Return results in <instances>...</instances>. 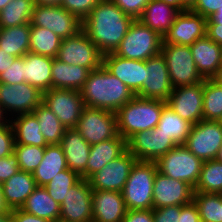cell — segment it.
Here are the masks:
<instances>
[{"label": "cell", "mask_w": 222, "mask_h": 222, "mask_svg": "<svg viewBox=\"0 0 222 222\" xmlns=\"http://www.w3.org/2000/svg\"><path fill=\"white\" fill-rule=\"evenodd\" d=\"M133 21L111 0H101L82 21V30L104 55L116 50Z\"/></svg>", "instance_id": "cell-1"}, {"label": "cell", "mask_w": 222, "mask_h": 222, "mask_svg": "<svg viewBox=\"0 0 222 222\" xmlns=\"http://www.w3.org/2000/svg\"><path fill=\"white\" fill-rule=\"evenodd\" d=\"M80 93L84 106L114 113L136 96L103 65L89 72Z\"/></svg>", "instance_id": "cell-2"}, {"label": "cell", "mask_w": 222, "mask_h": 222, "mask_svg": "<svg viewBox=\"0 0 222 222\" xmlns=\"http://www.w3.org/2000/svg\"><path fill=\"white\" fill-rule=\"evenodd\" d=\"M166 102L135 96L117 112V131L126 141L135 133L153 130L161 117Z\"/></svg>", "instance_id": "cell-3"}, {"label": "cell", "mask_w": 222, "mask_h": 222, "mask_svg": "<svg viewBox=\"0 0 222 222\" xmlns=\"http://www.w3.org/2000/svg\"><path fill=\"white\" fill-rule=\"evenodd\" d=\"M156 162L136 161L121 191L127 210L153 209Z\"/></svg>", "instance_id": "cell-4"}, {"label": "cell", "mask_w": 222, "mask_h": 222, "mask_svg": "<svg viewBox=\"0 0 222 222\" xmlns=\"http://www.w3.org/2000/svg\"><path fill=\"white\" fill-rule=\"evenodd\" d=\"M162 43L163 38L157 32L136 19L113 53L122 58L146 61L161 53Z\"/></svg>", "instance_id": "cell-5"}, {"label": "cell", "mask_w": 222, "mask_h": 222, "mask_svg": "<svg viewBox=\"0 0 222 222\" xmlns=\"http://www.w3.org/2000/svg\"><path fill=\"white\" fill-rule=\"evenodd\" d=\"M202 164L203 161L184 144L176 145L156 161L158 172L175 180H182L193 188L198 182Z\"/></svg>", "instance_id": "cell-6"}, {"label": "cell", "mask_w": 222, "mask_h": 222, "mask_svg": "<svg viewBox=\"0 0 222 222\" xmlns=\"http://www.w3.org/2000/svg\"><path fill=\"white\" fill-rule=\"evenodd\" d=\"M161 53L165 57L173 87L193 85L204 80L197 71L189 46L162 44Z\"/></svg>", "instance_id": "cell-7"}, {"label": "cell", "mask_w": 222, "mask_h": 222, "mask_svg": "<svg viewBox=\"0 0 222 222\" xmlns=\"http://www.w3.org/2000/svg\"><path fill=\"white\" fill-rule=\"evenodd\" d=\"M75 129L92 146L118 135L116 113L84 106Z\"/></svg>", "instance_id": "cell-8"}, {"label": "cell", "mask_w": 222, "mask_h": 222, "mask_svg": "<svg viewBox=\"0 0 222 222\" xmlns=\"http://www.w3.org/2000/svg\"><path fill=\"white\" fill-rule=\"evenodd\" d=\"M103 54L88 38L87 34L80 30L76 35L61 41L56 58L68 65L82 66L89 71L102 65Z\"/></svg>", "instance_id": "cell-9"}, {"label": "cell", "mask_w": 222, "mask_h": 222, "mask_svg": "<svg viewBox=\"0 0 222 222\" xmlns=\"http://www.w3.org/2000/svg\"><path fill=\"white\" fill-rule=\"evenodd\" d=\"M43 100V93L29 83H0V106L9 119L32 113Z\"/></svg>", "instance_id": "cell-10"}, {"label": "cell", "mask_w": 222, "mask_h": 222, "mask_svg": "<svg viewBox=\"0 0 222 222\" xmlns=\"http://www.w3.org/2000/svg\"><path fill=\"white\" fill-rule=\"evenodd\" d=\"M222 144V122L201 120L192 125L184 145L202 161L216 159Z\"/></svg>", "instance_id": "cell-11"}, {"label": "cell", "mask_w": 222, "mask_h": 222, "mask_svg": "<svg viewBox=\"0 0 222 222\" xmlns=\"http://www.w3.org/2000/svg\"><path fill=\"white\" fill-rule=\"evenodd\" d=\"M31 24L51 30L62 40L82 30V21L61 6L35 5Z\"/></svg>", "instance_id": "cell-12"}, {"label": "cell", "mask_w": 222, "mask_h": 222, "mask_svg": "<svg viewBox=\"0 0 222 222\" xmlns=\"http://www.w3.org/2000/svg\"><path fill=\"white\" fill-rule=\"evenodd\" d=\"M42 103L67 129L76 127L84 107L80 91L72 89L51 88L43 93Z\"/></svg>", "instance_id": "cell-13"}, {"label": "cell", "mask_w": 222, "mask_h": 222, "mask_svg": "<svg viewBox=\"0 0 222 222\" xmlns=\"http://www.w3.org/2000/svg\"><path fill=\"white\" fill-rule=\"evenodd\" d=\"M127 150L137 161L156 162L177 144L159 128L135 133L127 141Z\"/></svg>", "instance_id": "cell-14"}, {"label": "cell", "mask_w": 222, "mask_h": 222, "mask_svg": "<svg viewBox=\"0 0 222 222\" xmlns=\"http://www.w3.org/2000/svg\"><path fill=\"white\" fill-rule=\"evenodd\" d=\"M204 80L188 86L174 87L166 104L192 125L203 120Z\"/></svg>", "instance_id": "cell-15"}, {"label": "cell", "mask_w": 222, "mask_h": 222, "mask_svg": "<svg viewBox=\"0 0 222 222\" xmlns=\"http://www.w3.org/2000/svg\"><path fill=\"white\" fill-rule=\"evenodd\" d=\"M136 161L134 155L126 149L88 179L90 187L92 190L121 192Z\"/></svg>", "instance_id": "cell-16"}, {"label": "cell", "mask_w": 222, "mask_h": 222, "mask_svg": "<svg viewBox=\"0 0 222 222\" xmlns=\"http://www.w3.org/2000/svg\"><path fill=\"white\" fill-rule=\"evenodd\" d=\"M92 194L88 180L83 178L71 187L60 205L59 222H92Z\"/></svg>", "instance_id": "cell-17"}, {"label": "cell", "mask_w": 222, "mask_h": 222, "mask_svg": "<svg viewBox=\"0 0 222 222\" xmlns=\"http://www.w3.org/2000/svg\"><path fill=\"white\" fill-rule=\"evenodd\" d=\"M173 88L166 60L162 53L147 59L144 83L136 96L166 102Z\"/></svg>", "instance_id": "cell-18"}, {"label": "cell", "mask_w": 222, "mask_h": 222, "mask_svg": "<svg viewBox=\"0 0 222 222\" xmlns=\"http://www.w3.org/2000/svg\"><path fill=\"white\" fill-rule=\"evenodd\" d=\"M207 18L193 11L179 12L173 25L163 37L162 44L191 46L197 39L206 36Z\"/></svg>", "instance_id": "cell-19"}, {"label": "cell", "mask_w": 222, "mask_h": 222, "mask_svg": "<svg viewBox=\"0 0 222 222\" xmlns=\"http://www.w3.org/2000/svg\"><path fill=\"white\" fill-rule=\"evenodd\" d=\"M194 188L182 180H175L156 172L153 185V209L171 205H186L193 201Z\"/></svg>", "instance_id": "cell-20"}, {"label": "cell", "mask_w": 222, "mask_h": 222, "mask_svg": "<svg viewBox=\"0 0 222 222\" xmlns=\"http://www.w3.org/2000/svg\"><path fill=\"white\" fill-rule=\"evenodd\" d=\"M102 65L135 95L142 89L146 61L122 58L111 52L103 55Z\"/></svg>", "instance_id": "cell-21"}, {"label": "cell", "mask_w": 222, "mask_h": 222, "mask_svg": "<svg viewBox=\"0 0 222 222\" xmlns=\"http://www.w3.org/2000/svg\"><path fill=\"white\" fill-rule=\"evenodd\" d=\"M190 47L197 71L203 79H216L222 71L221 46L207 35Z\"/></svg>", "instance_id": "cell-22"}, {"label": "cell", "mask_w": 222, "mask_h": 222, "mask_svg": "<svg viewBox=\"0 0 222 222\" xmlns=\"http://www.w3.org/2000/svg\"><path fill=\"white\" fill-rule=\"evenodd\" d=\"M127 208L121 192L93 190L92 222H122Z\"/></svg>", "instance_id": "cell-23"}, {"label": "cell", "mask_w": 222, "mask_h": 222, "mask_svg": "<svg viewBox=\"0 0 222 222\" xmlns=\"http://www.w3.org/2000/svg\"><path fill=\"white\" fill-rule=\"evenodd\" d=\"M67 167L86 180V165L91 145L75 129H66L60 143Z\"/></svg>", "instance_id": "cell-24"}, {"label": "cell", "mask_w": 222, "mask_h": 222, "mask_svg": "<svg viewBox=\"0 0 222 222\" xmlns=\"http://www.w3.org/2000/svg\"><path fill=\"white\" fill-rule=\"evenodd\" d=\"M53 58L31 52L23 56L24 82L39 89L42 93L52 88Z\"/></svg>", "instance_id": "cell-25"}, {"label": "cell", "mask_w": 222, "mask_h": 222, "mask_svg": "<svg viewBox=\"0 0 222 222\" xmlns=\"http://www.w3.org/2000/svg\"><path fill=\"white\" fill-rule=\"evenodd\" d=\"M127 149L126 140L118 134L113 139L92 145L86 165V180Z\"/></svg>", "instance_id": "cell-26"}, {"label": "cell", "mask_w": 222, "mask_h": 222, "mask_svg": "<svg viewBox=\"0 0 222 222\" xmlns=\"http://www.w3.org/2000/svg\"><path fill=\"white\" fill-rule=\"evenodd\" d=\"M3 196L8 207L21 208L28 196L37 187L33 173L19 170L7 181L1 184Z\"/></svg>", "instance_id": "cell-27"}, {"label": "cell", "mask_w": 222, "mask_h": 222, "mask_svg": "<svg viewBox=\"0 0 222 222\" xmlns=\"http://www.w3.org/2000/svg\"><path fill=\"white\" fill-rule=\"evenodd\" d=\"M178 13L176 8L164 2L150 0L138 20L163 38Z\"/></svg>", "instance_id": "cell-28"}, {"label": "cell", "mask_w": 222, "mask_h": 222, "mask_svg": "<svg viewBox=\"0 0 222 222\" xmlns=\"http://www.w3.org/2000/svg\"><path fill=\"white\" fill-rule=\"evenodd\" d=\"M68 169L66 158L60 144H48L41 163L33 172L37 186H45L58 172Z\"/></svg>", "instance_id": "cell-29"}, {"label": "cell", "mask_w": 222, "mask_h": 222, "mask_svg": "<svg viewBox=\"0 0 222 222\" xmlns=\"http://www.w3.org/2000/svg\"><path fill=\"white\" fill-rule=\"evenodd\" d=\"M89 72L85 67L68 65L57 58H53L52 88L80 91L87 80Z\"/></svg>", "instance_id": "cell-30"}, {"label": "cell", "mask_w": 222, "mask_h": 222, "mask_svg": "<svg viewBox=\"0 0 222 222\" xmlns=\"http://www.w3.org/2000/svg\"><path fill=\"white\" fill-rule=\"evenodd\" d=\"M10 123L14 131L16 144L41 147L48 145L40 131L38 119L33 112L14 116L10 119Z\"/></svg>", "instance_id": "cell-31"}, {"label": "cell", "mask_w": 222, "mask_h": 222, "mask_svg": "<svg viewBox=\"0 0 222 222\" xmlns=\"http://www.w3.org/2000/svg\"><path fill=\"white\" fill-rule=\"evenodd\" d=\"M20 209L37 217L59 222L60 204L48 194L43 186H37Z\"/></svg>", "instance_id": "cell-32"}, {"label": "cell", "mask_w": 222, "mask_h": 222, "mask_svg": "<svg viewBox=\"0 0 222 222\" xmlns=\"http://www.w3.org/2000/svg\"><path fill=\"white\" fill-rule=\"evenodd\" d=\"M31 23L0 28V49L15 58L29 52Z\"/></svg>", "instance_id": "cell-33"}, {"label": "cell", "mask_w": 222, "mask_h": 222, "mask_svg": "<svg viewBox=\"0 0 222 222\" xmlns=\"http://www.w3.org/2000/svg\"><path fill=\"white\" fill-rule=\"evenodd\" d=\"M156 127L159 128V132L171 137V139L179 145L186 142L192 124L181 118L166 105L162 110L160 120Z\"/></svg>", "instance_id": "cell-34"}, {"label": "cell", "mask_w": 222, "mask_h": 222, "mask_svg": "<svg viewBox=\"0 0 222 222\" xmlns=\"http://www.w3.org/2000/svg\"><path fill=\"white\" fill-rule=\"evenodd\" d=\"M61 41L51 30L31 24L29 52L56 58Z\"/></svg>", "instance_id": "cell-35"}, {"label": "cell", "mask_w": 222, "mask_h": 222, "mask_svg": "<svg viewBox=\"0 0 222 222\" xmlns=\"http://www.w3.org/2000/svg\"><path fill=\"white\" fill-rule=\"evenodd\" d=\"M34 0H12L0 11V28L31 23Z\"/></svg>", "instance_id": "cell-36"}, {"label": "cell", "mask_w": 222, "mask_h": 222, "mask_svg": "<svg viewBox=\"0 0 222 222\" xmlns=\"http://www.w3.org/2000/svg\"><path fill=\"white\" fill-rule=\"evenodd\" d=\"M33 113L38 119L40 131L47 144H60L67 128L58 117L43 103Z\"/></svg>", "instance_id": "cell-37"}, {"label": "cell", "mask_w": 222, "mask_h": 222, "mask_svg": "<svg viewBox=\"0 0 222 222\" xmlns=\"http://www.w3.org/2000/svg\"><path fill=\"white\" fill-rule=\"evenodd\" d=\"M203 120L222 122V85L217 79H204Z\"/></svg>", "instance_id": "cell-38"}, {"label": "cell", "mask_w": 222, "mask_h": 222, "mask_svg": "<svg viewBox=\"0 0 222 222\" xmlns=\"http://www.w3.org/2000/svg\"><path fill=\"white\" fill-rule=\"evenodd\" d=\"M194 192L222 194V163L216 159L203 161Z\"/></svg>", "instance_id": "cell-39"}, {"label": "cell", "mask_w": 222, "mask_h": 222, "mask_svg": "<svg viewBox=\"0 0 222 222\" xmlns=\"http://www.w3.org/2000/svg\"><path fill=\"white\" fill-rule=\"evenodd\" d=\"M201 222H222V194L194 192Z\"/></svg>", "instance_id": "cell-40"}, {"label": "cell", "mask_w": 222, "mask_h": 222, "mask_svg": "<svg viewBox=\"0 0 222 222\" xmlns=\"http://www.w3.org/2000/svg\"><path fill=\"white\" fill-rule=\"evenodd\" d=\"M81 179L78 173L68 168L58 172L57 176L53 177L44 187L48 194L61 205L69 189L76 185Z\"/></svg>", "instance_id": "cell-41"}, {"label": "cell", "mask_w": 222, "mask_h": 222, "mask_svg": "<svg viewBox=\"0 0 222 222\" xmlns=\"http://www.w3.org/2000/svg\"><path fill=\"white\" fill-rule=\"evenodd\" d=\"M45 147L14 144V155L17 157L21 171L33 173L43 159Z\"/></svg>", "instance_id": "cell-42"}, {"label": "cell", "mask_w": 222, "mask_h": 222, "mask_svg": "<svg viewBox=\"0 0 222 222\" xmlns=\"http://www.w3.org/2000/svg\"><path fill=\"white\" fill-rule=\"evenodd\" d=\"M101 0H62L61 7L83 21Z\"/></svg>", "instance_id": "cell-43"}, {"label": "cell", "mask_w": 222, "mask_h": 222, "mask_svg": "<svg viewBox=\"0 0 222 222\" xmlns=\"http://www.w3.org/2000/svg\"><path fill=\"white\" fill-rule=\"evenodd\" d=\"M22 82H24L23 57H18L5 72L0 74V83L15 85Z\"/></svg>", "instance_id": "cell-44"}, {"label": "cell", "mask_w": 222, "mask_h": 222, "mask_svg": "<svg viewBox=\"0 0 222 222\" xmlns=\"http://www.w3.org/2000/svg\"><path fill=\"white\" fill-rule=\"evenodd\" d=\"M14 131L10 121L0 125V158L8 157L14 152Z\"/></svg>", "instance_id": "cell-45"}, {"label": "cell", "mask_w": 222, "mask_h": 222, "mask_svg": "<svg viewBox=\"0 0 222 222\" xmlns=\"http://www.w3.org/2000/svg\"><path fill=\"white\" fill-rule=\"evenodd\" d=\"M125 14L131 16L134 20L138 19L150 0H111Z\"/></svg>", "instance_id": "cell-46"}, {"label": "cell", "mask_w": 222, "mask_h": 222, "mask_svg": "<svg viewBox=\"0 0 222 222\" xmlns=\"http://www.w3.org/2000/svg\"><path fill=\"white\" fill-rule=\"evenodd\" d=\"M220 8H222V0H197L190 10L208 19Z\"/></svg>", "instance_id": "cell-47"}, {"label": "cell", "mask_w": 222, "mask_h": 222, "mask_svg": "<svg viewBox=\"0 0 222 222\" xmlns=\"http://www.w3.org/2000/svg\"><path fill=\"white\" fill-rule=\"evenodd\" d=\"M19 170L18 160L14 153L8 157L0 158V184H3Z\"/></svg>", "instance_id": "cell-48"}, {"label": "cell", "mask_w": 222, "mask_h": 222, "mask_svg": "<svg viewBox=\"0 0 222 222\" xmlns=\"http://www.w3.org/2000/svg\"><path fill=\"white\" fill-rule=\"evenodd\" d=\"M180 205L153 209L154 222H178Z\"/></svg>", "instance_id": "cell-49"}, {"label": "cell", "mask_w": 222, "mask_h": 222, "mask_svg": "<svg viewBox=\"0 0 222 222\" xmlns=\"http://www.w3.org/2000/svg\"><path fill=\"white\" fill-rule=\"evenodd\" d=\"M122 222H154L153 209L127 210Z\"/></svg>", "instance_id": "cell-50"}, {"label": "cell", "mask_w": 222, "mask_h": 222, "mask_svg": "<svg viewBox=\"0 0 222 222\" xmlns=\"http://www.w3.org/2000/svg\"><path fill=\"white\" fill-rule=\"evenodd\" d=\"M178 222H201L198 207L193 201L189 204L180 206Z\"/></svg>", "instance_id": "cell-51"}, {"label": "cell", "mask_w": 222, "mask_h": 222, "mask_svg": "<svg viewBox=\"0 0 222 222\" xmlns=\"http://www.w3.org/2000/svg\"><path fill=\"white\" fill-rule=\"evenodd\" d=\"M12 222H52L50 220L29 214L20 208L12 209Z\"/></svg>", "instance_id": "cell-52"}, {"label": "cell", "mask_w": 222, "mask_h": 222, "mask_svg": "<svg viewBox=\"0 0 222 222\" xmlns=\"http://www.w3.org/2000/svg\"><path fill=\"white\" fill-rule=\"evenodd\" d=\"M206 35L222 46V25L216 24L211 18L207 19V30Z\"/></svg>", "instance_id": "cell-53"}, {"label": "cell", "mask_w": 222, "mask_h": 222, "mask_svg": "<svg viewBox=\"0 0 222 222\" xmlns=\"http://www.w3.org/2000/svg\"><path fill=\"white\" fill-rule=\"evenodd\" d=\"M16 58L0 49V74L6 71L9 65H12Z\"/></svg>", "instance_id": "cell-54"}, {"label": "cell", "mask_w": 222, "mask_h": 222, "mask_svg": "<svg viewBox=\"0 0 222 222\" xmlns=\"http://www.w3.org/2000/svg\"><path fill=\"white\" fill-rule=\"evenodd\" d=\"M156 1L164 2L167 5L176 8L179 12L183 11V0H156Z\"/></svg>", "instance_id": "cell-55"}, {"label": "cell", "mask_w": 222, "mask_h": 222, "mask_svg": "<svg viewBox=\"0 0 222 222\" xmlns=\"http://www.w3.org/2000/svg\"><path fill=\"white\" fill-rule=\"evenodd\" d=\"M35 5H42V6H60L62 0H34Z\"/></svg>", "instance_id": "cell-56"}, {"label": "cell", "mask_w": 222, "mask_h": 222, "mask_svg": "<svg viewBox=\"0 0 222 222\" xmlns=\"http://www.w3.org/2000/svg\"><path fill=\"white\" fill-rule=\"evenodd\" d=\"M8 212H11V209L8 207V205L5 202L3 192H2V187L0 184V214H4Z\"/></svg>", "instance_id": "cell-57"}, {"label": "cell", "mask_w": 222, "mask_h": 222, "mask_svg": "<svg viewBox=\"0 0 222 222\" xmlns=\"http://www.w3.org/2000/svg\"><path fill=\"white\" fill-rule=\"evenodd\" d=\"M211 19L216 23V24H221L222 25V8L216 12Z\"/></svg>", "instance_id": "cell-58"}, {"label": "cell", "mask_w": 222, "mask_h": 222, "mask_svg": "<svg viewBox=\"0 0 222 222\" xmlns=\"http://www.w3.org/2000/svg\"><path fill=\"white\" fill-rule=\"evenodd\" d=\"M197 0H183V11L191 9Z\"/></svg>", "instance_id": "cell-59"}, {"label": "cell", "mask_w": 222, "mask_h": 222, "mask_svg": "<svg viewBox=\"0 0 222 222\" xmlns=\"http://www.w3.org/2000/svg\"><path fill=\"white\" fill-rule=\"evenodd\" d=\"M10 121V119L7 117V115L4 113L2 107L0 106V125L7 124Z\"/></svg>", "instance_id": "cell-60"}, {"label": "cell", "mask_w": 222, "mask_h": 222, "mask_svg": "<svg viewBox=\"0 0 222 222\" xmlns=\"http://www.w3.org/2000/svg\"><path fill=\"white\" fill-rule=\"evenodd\" d=\"M0 222H12L11 212L0 214Z\"/></svg>", "instance_id": "cell-61"}, {"label": "cell", "mask_w": 222, "mask_h": 222, "mask_svg": "<svg viewBox=\"0 0 222 222\" xmlns=\"http://www.w3.org/2000/svg\"><path fill=\"white\" fill-rule=\"evenodd\" d=\"M12 0H0V11L6 7V5Z\"/></svg>", "instance_id": "cell-62"}, {"label": "cell", "mask_w": 222, "mask_h": 222, "mask_svg": "<svg viewBox=\"0 0 222 222\" xmlns=\"http://www.w3.org/2000/svg\"><path fill=\"white\" fill-rule=\"evenodd\" d=\"M216 160H217L218 162H221V163H222V144H221V146H220V148H219V151H218Z\"/></svg>", "instance_id": "cell-63"}, {"label": "cell", "mask_w": 222, "mask_h": 222, "mask_svg": "<svg viewBox=\"0 0 222 222\" xmlns=\"http://www.w3.org/2000/svg\"><path fill=\"white\" fill-rule=\"evenodd\" d=\"M216 79L222 85V71L219 73V75Z\"/></svg>", "instance_id": "cell-64"}]
</instances>
